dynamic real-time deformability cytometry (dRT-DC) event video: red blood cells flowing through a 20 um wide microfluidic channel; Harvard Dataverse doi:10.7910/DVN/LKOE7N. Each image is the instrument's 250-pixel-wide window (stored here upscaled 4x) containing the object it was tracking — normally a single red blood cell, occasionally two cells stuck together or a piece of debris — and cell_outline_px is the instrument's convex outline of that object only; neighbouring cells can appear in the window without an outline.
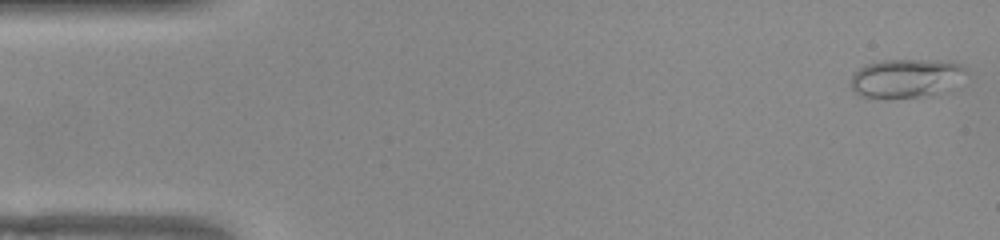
{"species": "common noctule bat (a hibernating species)", "species_latin": "Nyctalus noctula", "temperature_condition": "warm", "stored_images_in_passage": 47, "camera_frame_rate_fps": 3000, "um_per_image_px": 0.085, "animal": {"sex": "female", "body_mass_g": 22.0, "forearm_length_mm": 56.7}, "frame": {"image": 1, "passage_image": 1, "time_ms": 0.0, "image_size_px": [1000, 240], "cell_outline_px": [[968, 72], [936, 96], [860, 96], [852, 88], [852, 76], [864, 64], [884, 60], [940, 60], [960, 64]], "centroid_in_image_um": [77.02, 6.61], "position_along_channel_um": 8.0, "area_um2": 25.26}}
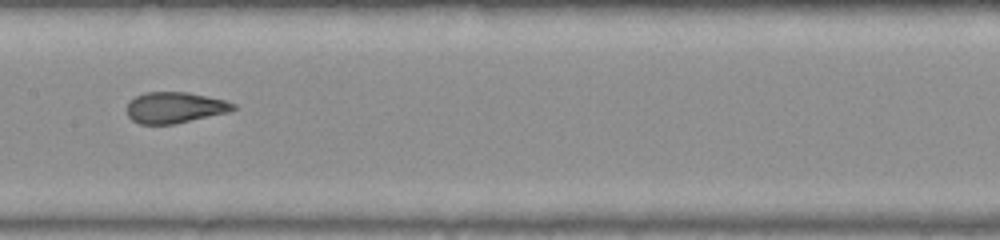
{"frame": {"image": 2, "passage_image": 25, "time_ms": 8.0, "image_size_px": [1000, 240], "cell_outline_px": [[236, 108], [228, 112], [172, 124], [140, 124], [132, 120], [128, 116], [128, 100], [144, 92], [188, 92], [224, 100], [236, 104]], "centroid_in_image_um": [14.83, 9.13], "position_along_channel_um": 192.6, "area_um2": 19.07}}
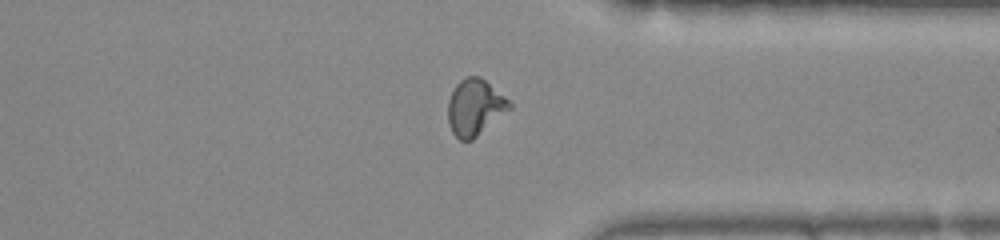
{"frame": {"image": 3, "passage_image": 39, "time_ms": 12.667, "image_size_px": [1000, 240], "cell_outline_px": [[512, 108], [472, 140], [460, 140], [452, 132], [448, 124], [448, 100], [456, 84], [460, 80], [468, 76], [480, 76], [504, 96], [512, 104]], "centroid_in_image_um": [40.36, 9.13], "position_along_channel_um": 371.0, "area_um2": 20.06}, "authors_computed_cell_mechanics": {"area_um2": 20.0566, "velocity_mm_per_s": 3.9028, "shape_relaxation_time_tau1_ms": 9.4771, "shape_relaxation_time_tau2_ms": 0.9855, "deformation_change_tau1": 0.2609, "deformation_change_tau2": 0.0796}}